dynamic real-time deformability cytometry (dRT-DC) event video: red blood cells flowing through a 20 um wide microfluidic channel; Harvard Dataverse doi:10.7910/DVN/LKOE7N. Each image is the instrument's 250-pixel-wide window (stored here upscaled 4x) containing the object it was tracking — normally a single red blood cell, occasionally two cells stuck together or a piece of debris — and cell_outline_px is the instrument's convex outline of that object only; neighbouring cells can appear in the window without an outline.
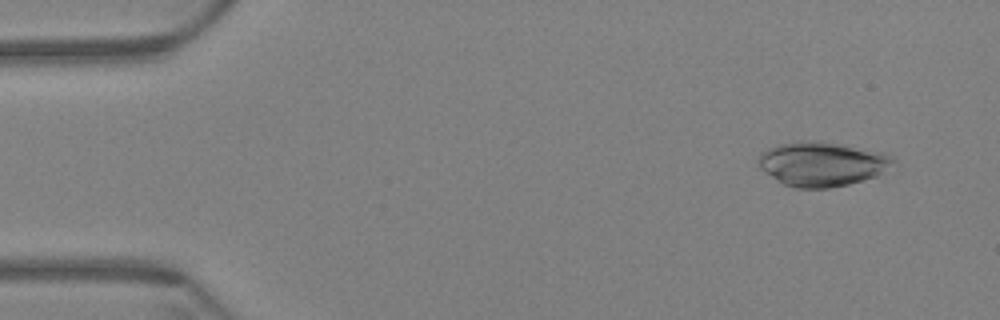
{"species": "Egyptian fruit bat (a non-hibernating species)", "species_latin": "Rousettus aegyptiacus", "temperature_condition": "warm", "stored_images_in_passage": 56, "camera_frame_rate_fps": 3000, "um_per_image_px": 0.085, "animal": {"sex": "female"}, "frame": {"image": 1, "passage_image": 3, "time_ms": 0.667, "image_size_px": [1000, 320], "cell_outline_px": [[900, 164], [896, 172], [832, 188], [796, 188], [784, 184], [776, 180], [760, 168], [756, 160], [760, 152], [768, 148], [780, 144], [800, 140], [808, 140], [840, 144], [884, 152], [892, 156]], "centroid_in_image_um": [70.01, 13.95], "position_along_channel_um": 15.0, "area_um2": 36.01}}
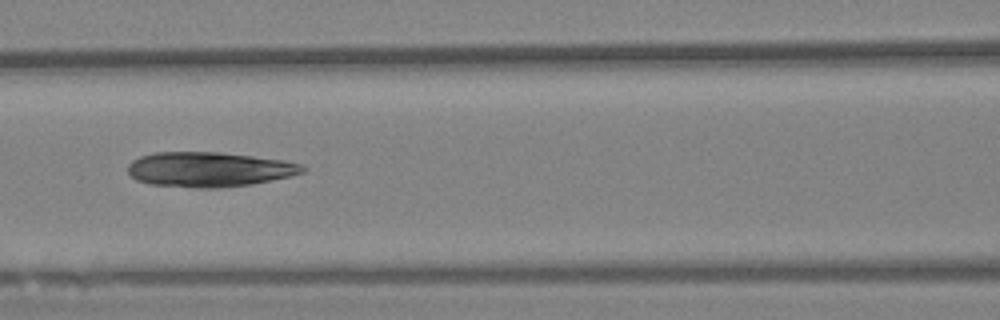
{"frame": {"image": 2, "passage_image": 25, "time_ms": 8.0, "image_size_px": [1000, 320], "cell_outline_px": [[308, 168], [304, 172], [288, 176], [252, 184], [220, 188], [196, 188], [148, 184], [136, 180], [128, 172], [128, 164], [132, 160], [140, 156], [152, 152], [220, 152], [284, 160], [300, 164]], "centroid_in_image_um": [17.74, 14.4], "position_along_channel_um": 148.9, "area_um2": 35.6}}
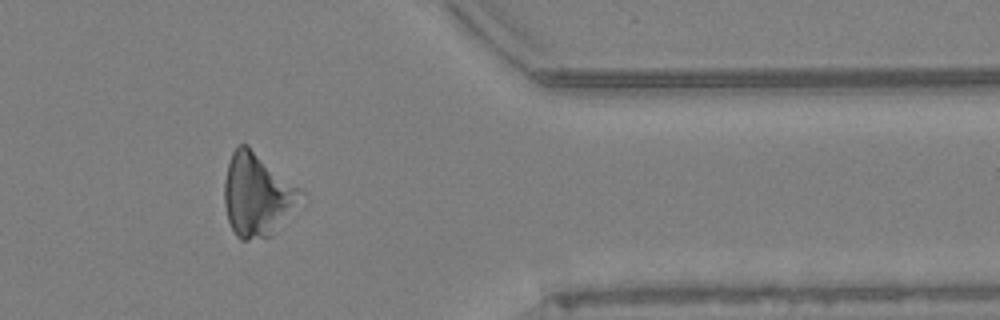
{"frame": {"image": 3, "passage_image": 48, "time_ms": 15.667, "image_size_px": [1000, 320], "cell_outline_px": [[308, 200], [272, 236], [248, 240], [240, 240], [236, 236], [228, 220], [224, 204], [224, 180], [228, 164], [232, 152], [240, 144], [248, 144], [300, 188], [308, 196]], "centroid_in_image_um": [21.95, 16.6], "position_along_channel_um": 389.4, "area_um2": 38.15}}